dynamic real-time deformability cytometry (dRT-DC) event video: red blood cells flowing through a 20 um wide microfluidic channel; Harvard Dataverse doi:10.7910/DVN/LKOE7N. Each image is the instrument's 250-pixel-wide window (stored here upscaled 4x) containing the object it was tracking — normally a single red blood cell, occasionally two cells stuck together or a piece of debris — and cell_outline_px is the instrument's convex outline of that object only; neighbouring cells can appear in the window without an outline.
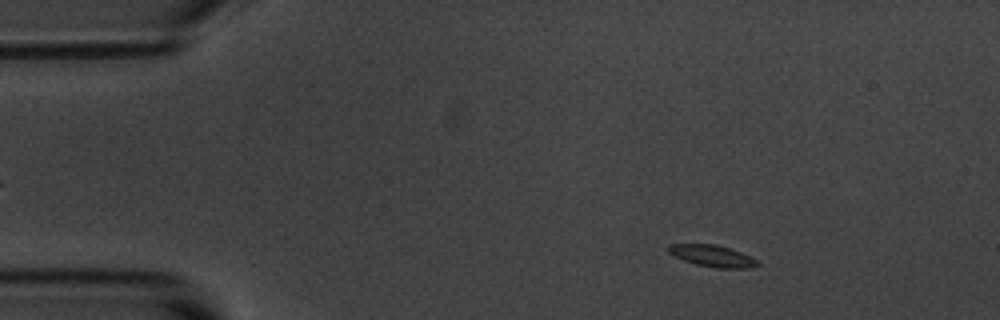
{"species": "common noctule bat (a hibernating species)", "species_latin": "Nyctalus noctula", "temperature_condition": "room temperature", "stored_images_in_passage": 52, "camera_frame_rate_fps": 3000, "um_per_image_px": 0.085, "animal": {"sex": "male", "body_mass_g": 20.1, "forearm_length_mm": 53.5}, "frame": {"image": 1, "passage_image": 4, "time_ms": 1.0, "image_size_px": [1000, 320], "cell_outline_px": [[760, 264], [752, 268], [716, 268], [696, 264], [684, 260], [668, 252], [668, 244], [716, 244], [752, 256]], "centroid_in_image_um": [60.58, 21.75], "position_along_channel_um": 24.4, "area_um2": 11.16}}
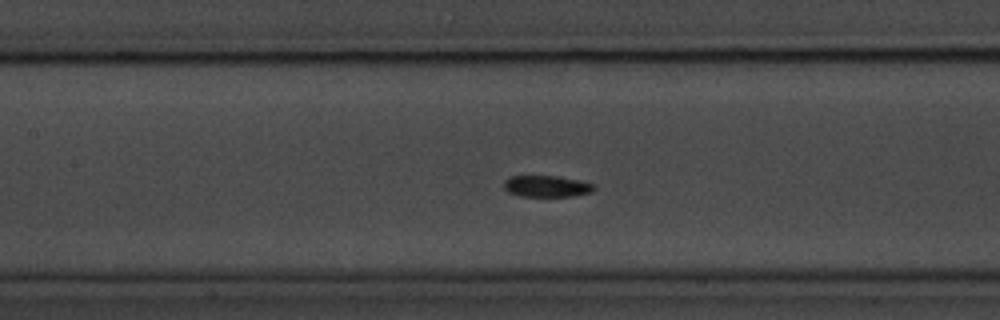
{"frame": {"image": 2, "passage_image": 21, "time_ms": 6.667, "image_size_px": [1000, 320], "cell_outline_px": [[596, 188], [592, 192], [572, 196], [520, 196], [508, 192], [504, 188], [504, 180], [512, 176], [556, 176], [580, 180], [592, 184]], "centroid_in_image_um": [46.46, 15.83], "position_along_channel_um": 160.9, "area_um2": 11.21}}
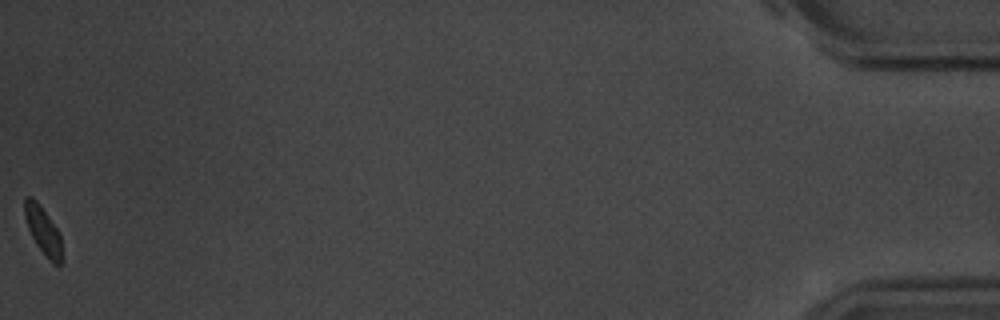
{"frame": {"image": 3, "passage_image": 52, "time_ms": 17.0, "image_size_px": [1000, 320], "cell_outline_px": [[64, 260], [60, 264], [56, 264], [36, 244], [28, 228], [24, 216], [24, 196], [32, 196], [40, 204], [60, 232]], "centroid_in_image_um": [3.68, 19.54], "position_along_channel_um": 431.5, "area_um2": 10.46}}